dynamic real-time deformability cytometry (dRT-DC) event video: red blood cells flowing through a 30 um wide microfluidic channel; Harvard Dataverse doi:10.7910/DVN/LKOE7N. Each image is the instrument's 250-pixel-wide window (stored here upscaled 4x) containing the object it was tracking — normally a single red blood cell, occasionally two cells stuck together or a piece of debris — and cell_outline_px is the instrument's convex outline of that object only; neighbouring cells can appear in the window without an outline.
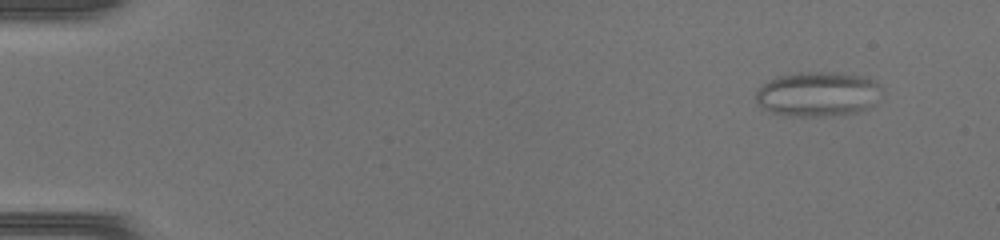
{"species": "common noctule bat (a hibernating species)", "species_latin": "Nyctalus noctula", "temperature_condition": "warm", "stored_images_in_passage": 44, "camera_frame_rate_fps": 3000, "um_per_image_px": 0.085, "animal": {"sex": "female", "body_mass_g": 17.0, "forearm_length_mm": 48.0}, "frame": {"image": 1, "passage_image": 1, "time_ms": 0.0, "image_size_px": [1000, 240], "cell_outline_px": [[880, 100], [872, 108], [860, 112], [832, 116], [792, 116], [772, 112], [764, 108], [756, 100], [756, 92], [768, 80], [776, 76], [800, 72], [836, 72], [868, 76], [880, 84]], "centroid_in_image_um": [69.61, 7.99], "position_along_channel_um": 15.4, "area_um2": 33.41}}
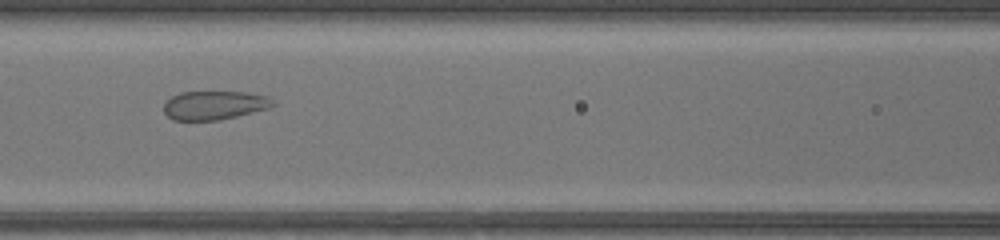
{"frame": {"image": 2, "passage_image": 19, "time_ms": 6.0, "image_size_px": [1000, 240], "cell_outline_px": [[276, 104], [268, 108], [220, 120], [172, 120], [164, 112], [164, 104], [172, 96], [180, 92], [244, 92], [268, 96]], "centroid_in_image_um": [18.21, 8.94], "position_along_channel_um": 148.4, "area_um2": 18.15}}
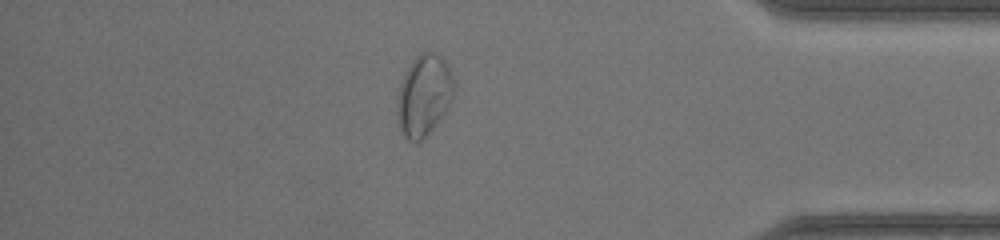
{"frame": {"image": 3, "passage_image": 38, "time_ms": 12.333, "image_size_px": [1000, 240], "cell_outline_px": [[452, 100], [436, 124], [420, 140], [408, 140], [404, 136], [400, 128], [396, 112], [396, 104], [400, 84], [404, 72], [412, 60], [416, 56], [424, 52], [432, 52], [440, 56], [448, 64], [452, 76]], "centroid_in_image_um": [36.0, 8.07], "position_along_channel_um": 399.2, "area_um2": 26.41}}